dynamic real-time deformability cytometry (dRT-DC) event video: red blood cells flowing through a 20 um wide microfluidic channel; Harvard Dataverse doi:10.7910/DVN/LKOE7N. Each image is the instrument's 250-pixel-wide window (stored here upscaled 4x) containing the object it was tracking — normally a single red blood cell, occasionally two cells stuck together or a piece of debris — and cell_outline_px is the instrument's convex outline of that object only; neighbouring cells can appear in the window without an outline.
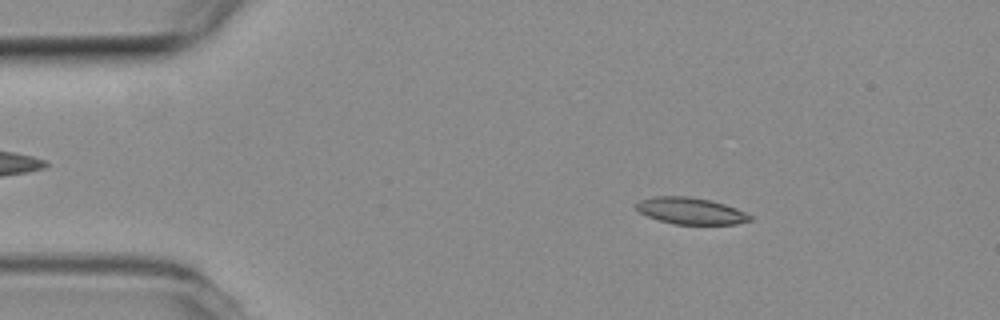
{"species": "common noctule bat (a hibernating species)", "species_latin": "Nyctalus noctula", "temperature_condition": "room temperature", "stored_images_in_passage": 53, "camera_frame_rate_fps": 3000, "um_per_image_px": 0.085, "animal": {"sex": "female", "body_mass_g": 19.3, "forearm_length_mm": 54.1}, "frame": {"image": 1, "passage_image": 8, "time_ms": 2.333, "image_size_px": [1000, 320], "cell_outline_px": [[752, 220], [736, 224], [672, 224], [648, 216], [640, 212], [636, 208], [636, 204], [640, 200], [652, 196], [688, 196], [708, 200], [724, 204], [736, 208], [752, 216]], "centroid_in_image_um": [58.7, 17.92], "position_along_channel_um": 26.3, "area_um2": 17.51}}
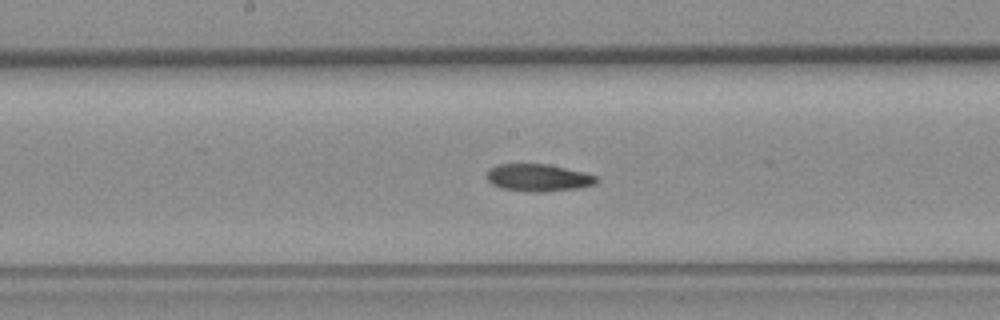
{"frame": {"image": 2, "passage_image": 27, "time_ms": 8.667, "image_size_px": [1000, 320], "cell_outline_px": [[600, 180], [596, 184], [576, 188], [544, 192], [528, 192], [500, 188], [492, 184], [488, 180], [488, 168], [496, 164], [544, 164], [584, 172], [596, 176]], "centroid_in_image_um": [45.74, 15.11], "position_along_channel_um": 202.5, "area_um2": 17.46}}
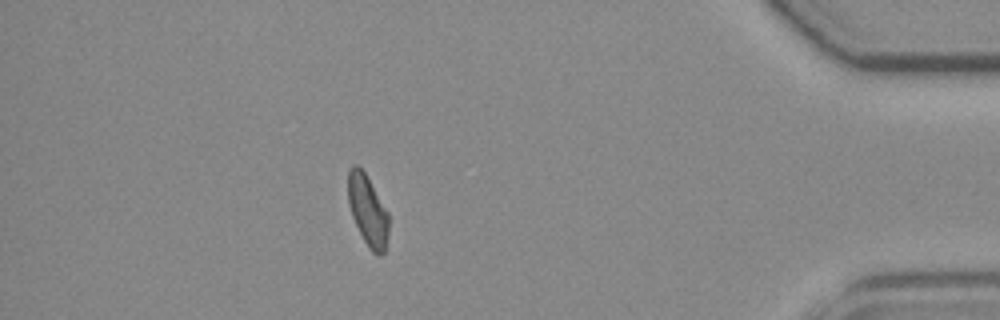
{"frame": {"image": 3, "passage_image": 47, "time_ms": 15.333, "image_size_px": [1000, 320], "cell_outline_px": [[388, 232], [384, 252], [380, 256], [376, 256], [368, 248], [352, 216], [348, 204], [348, 172], [352, 164], [356, 164], [364, 172], [388, 212]], "centroid_in_image_um": [31.25, 17.91], "position_along_channel_um": 404.0, "area_um2": 16.59}, "authors_computed_cell_mechanics": {"area_um2": 17.5712, "velocity_mm_per_s": 3.7851, "shape_relaxation_time_tau1_ms": null, "shape_relaxation_time_tau2_ms": 4.7615, "deformation_change_tau1": null, "deformation_change_tau2": 0.1258}}